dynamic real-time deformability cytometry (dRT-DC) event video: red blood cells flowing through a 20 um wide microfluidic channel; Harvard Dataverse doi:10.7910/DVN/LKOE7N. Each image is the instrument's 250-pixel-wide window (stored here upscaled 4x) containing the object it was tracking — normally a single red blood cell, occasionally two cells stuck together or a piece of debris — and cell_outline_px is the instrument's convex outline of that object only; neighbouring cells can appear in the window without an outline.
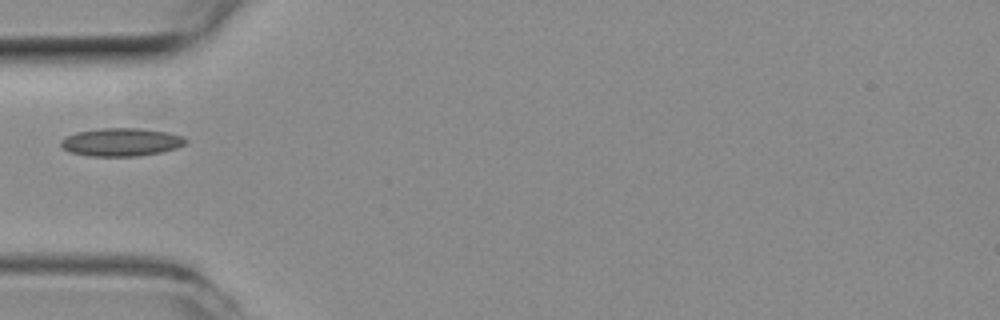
{"species": "common noctule bat (a hibernating species)", "species_latin": "Nyctalus noctula", "temperature_condition": "room temperature", "stored_images_in_passage": 9, "camera_frame_rate_fps": 3000, "um_per_image_px": 0.085, "animal": {"sex": "female", "body_mass_g": 19.3, "forearm_length_mm": 54.1}, "frame": {"image": 1, "passage_image": 1, "time_ms": 0.0, "image_size_px": [1000, 320], "cell_outline_px": [[188, 140], [184, 144], [176, 148], [160, 152], [140, 156], [88, 156], [68, 152], [60, 144], [60, 140], [76, 132], [100, 128], [140, 128], [168, 132], [184, 136]], "centroid_in_image_um": [10.31, 12.08], "position_along_channel_um": 74.7, "area_um2": 20.52}}
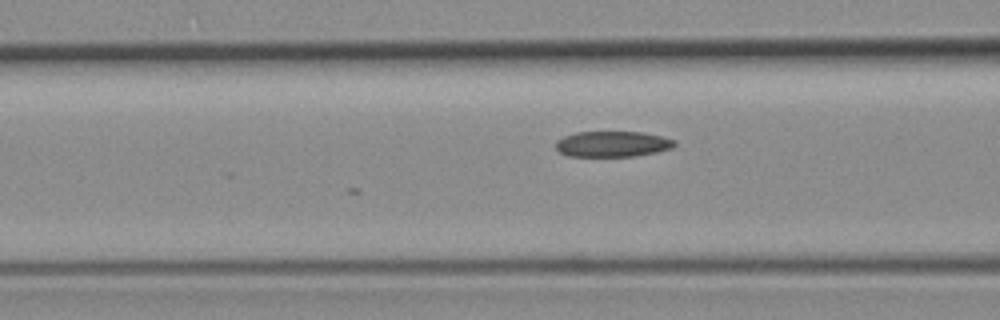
{"frame": {"image": 2, "passage_image": 4, "time_ms": 1.0, "image_size_px": [1000, 320], "cell_outline_px": [[676, 144], [672, 148], [656, 152], [636, 156], [568, 156], [560, 152], [556, 148], [556, 140], [564, 136], [576, 132], [640, 132], [660, 136], [676, 140]], "centroid_in_image_um": [52.06, 12.24], "position_along_channel_um": 114.5, "area_um2": 17.74}}
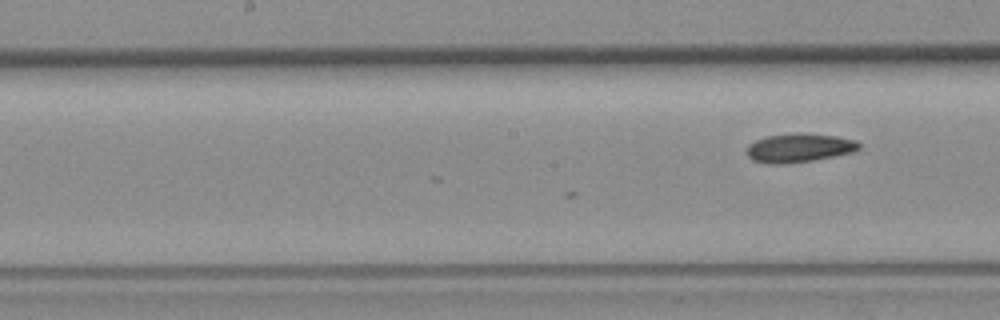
{"frame": {"image": 3, "passage_image": 9, "time_ms": 2.667, "image_size_px": [1000, 320], "cell_outline_px": [[860, 148], [852, 152], [812, 160], [784, 164], [768, 164], [752, 160], [748, 156], [748, 144], [756, 140], [768, 136], [796, 132], [800, 132], [836, 136], [856, 140], [860, 144]], "centroid_in_image_um": [67.91, 12.56], "position_along_channel_um": 180.3, "area_um2": 18.79}}